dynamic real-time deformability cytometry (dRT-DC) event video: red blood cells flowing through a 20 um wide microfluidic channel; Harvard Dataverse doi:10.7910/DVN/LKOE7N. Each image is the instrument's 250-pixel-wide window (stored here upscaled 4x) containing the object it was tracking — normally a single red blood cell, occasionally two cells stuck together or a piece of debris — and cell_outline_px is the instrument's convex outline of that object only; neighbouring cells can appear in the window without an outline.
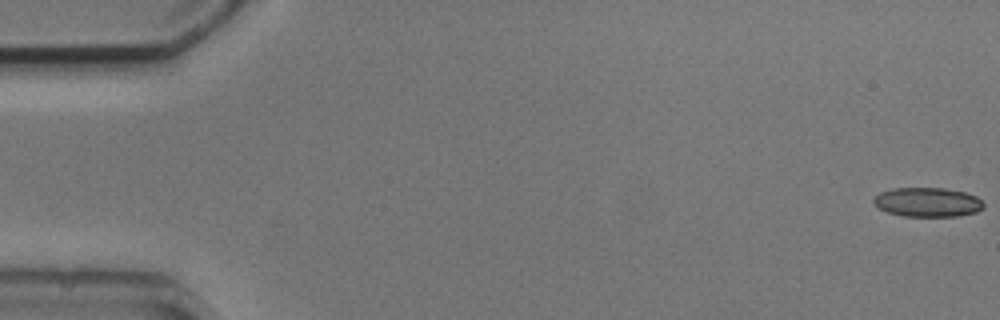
{"species": "common noctule bat (a hibernating species)", "species_latin": "Nyctalus noctula", "temperature_condition": "cold", "stored_images_in_passage": 6, "camera_frame_rate_fps": 3000, "um_per_image_px": 0.085, "animal": {"sex": "male", "body_mass_g": 20.5, "forearm_length_mm": 52.5}, "frame": {"image": 1, "passage_image": 1, "time_ms": 0.0, "image_size_px": [1000, 320], "cell_outline_px": [[984, 208], [976, 212], [956, 216], [904, 216], [888, 212], [880, 208], [872, 200], [880, 192], [892, 188], [944, 188], [964, 192], [976, 196], [984, 204]], "centroid_in_image_um": [78.86, 17.18], "position_along_channel_um": 6.1, "area_um2": 18.61}}
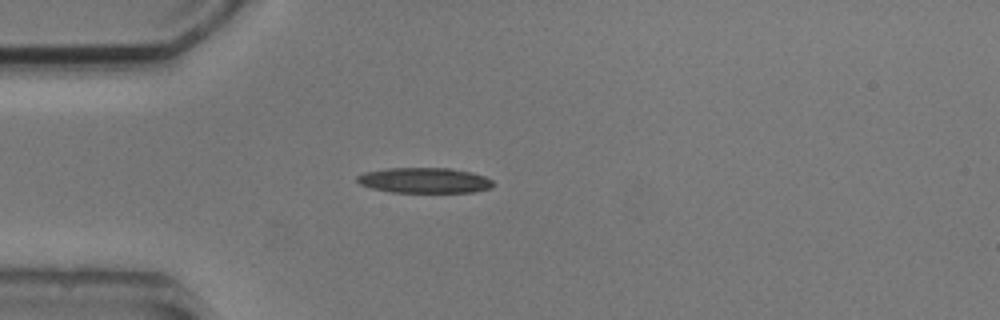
{"frame": {"image": 2, "passage_image": 5, "time_ms": 4.667, "image_size_px": [1000, 320], "cell_outline_px": [[496, 184], [492, 188], [472, 192], [392, 192], [372, 188], [360, 184], [356, 180], [356, 176], [364, 172], [384, 168], [448, 168], [472, 172], [484, 176], [492, 180]], "centroid_in_image_um": [36.09, 15.33], "position_along_channel_um": 48.9, "area_um2": 20.23}}